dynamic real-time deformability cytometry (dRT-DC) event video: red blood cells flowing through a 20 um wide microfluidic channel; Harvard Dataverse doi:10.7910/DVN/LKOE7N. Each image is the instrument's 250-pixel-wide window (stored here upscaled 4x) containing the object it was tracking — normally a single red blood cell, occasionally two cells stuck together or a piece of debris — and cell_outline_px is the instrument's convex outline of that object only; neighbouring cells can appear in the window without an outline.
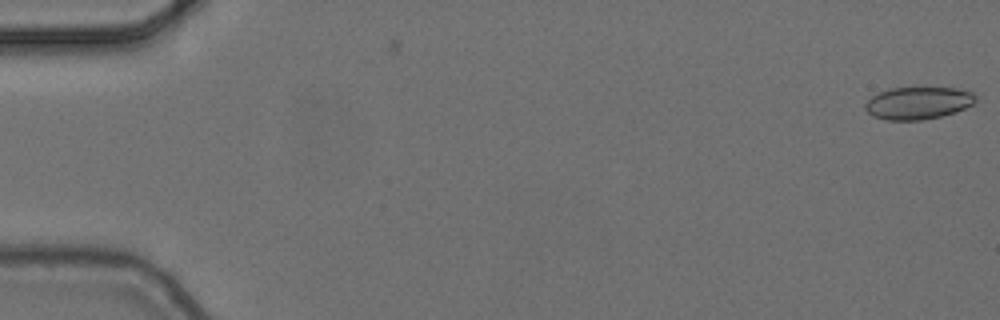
{"species": "common noctule bat (a hibernating species)", "species_latin": "Nyctalus noctula", "temperature_condition": "cold", "stored_images_in_passage": 4, "camera_frame_rate_fps": 3000, "um_per_image_px": 0.085, "animal": {"sex": "female", "body_mass_g": 24.6, "forearm_length_mm": 56.2}, "frame": {"image": 1, "passage_image": 1, "time_ms": 0.0, "image_size_px": [1000, 320], "cell_outline_px": [[976, 100], [972, 104], [956, 112], [940, 116], [920, 120], [888, 120], [872, 116], [864, 108], [864, 104], [872, 96], [888, 88], [956, 88], [972, 92], [976, 96]], "centroid_in_image_um": [78.02, 8.76], "position_along_channel_um": 7.0, "area_um2": 20.75}}
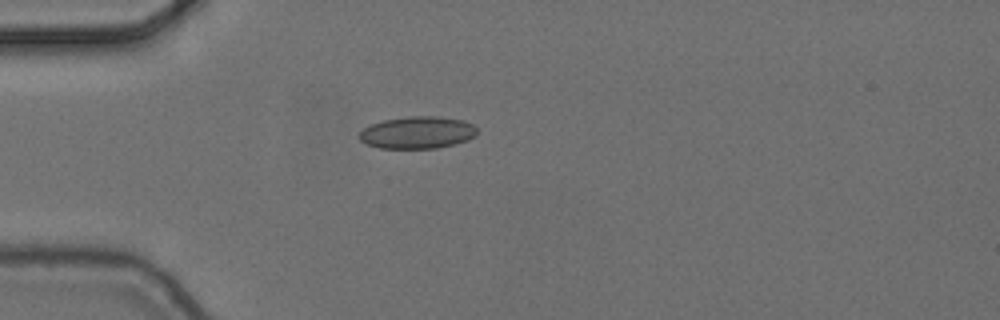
{"frame": {"image": 2, "passage_image": 4, "time_ms": 1.0, "image_size_px": [1000, 320], "cell_outline_px": [[476, 136], [468, 140], [456, 144], [436, 148], [380, 148], [368, 144], [360, 140], [360, 132], [364, 128], [372, 124], [384, 120], [412, 116], [436, 116], [464, 120], [472, 124], [476, 128]], "centroid_in_image_um": [35.52, 11.27], "position_along_channel_um": 49.5, "area_um2": 21.96}}